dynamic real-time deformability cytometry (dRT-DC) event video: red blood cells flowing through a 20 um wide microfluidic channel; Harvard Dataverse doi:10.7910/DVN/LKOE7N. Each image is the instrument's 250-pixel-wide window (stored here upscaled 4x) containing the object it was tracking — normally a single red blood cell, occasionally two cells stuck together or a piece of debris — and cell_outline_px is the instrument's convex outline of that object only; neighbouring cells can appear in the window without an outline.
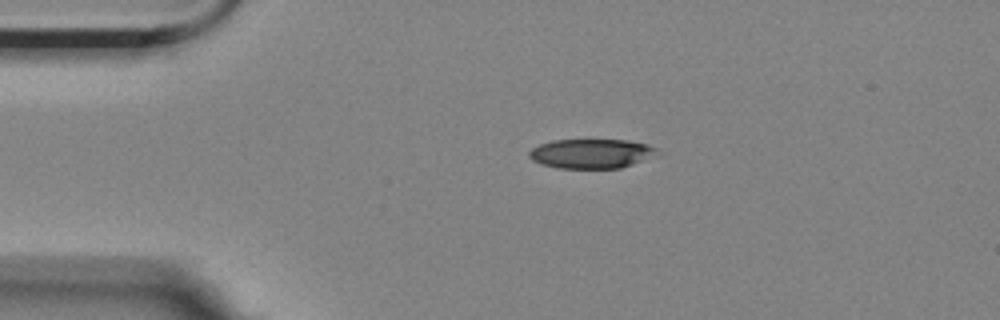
{"species": "Egyptian fruit bat (a non-hibernating species)", "species_latin": "Rousettus aegyptiacus", "temperature_condition": "room temperature", "stored_images_in_passage": 2, "camera_frame_rate_fps": 3000, "um_per_image_px": 0.085, "animal": {"sex": "female"}, "frame": {"image": 1, "passage_image": 1, "time_ms": 0.0, "image_size_px": [1000, 320], "cell_outline_px": [[660, 156], [620, 168], [556, 168], [540, 164], [532, 160], [528, 156], [528, 152], [532, 148], [540, 144], [552, 140], [628, 140], [644, 144], [656, 148]], "centroid_in_image_um": [50.28, 13.06], "position_along_channel_um": 34.7, "area_um2": 22.2}}